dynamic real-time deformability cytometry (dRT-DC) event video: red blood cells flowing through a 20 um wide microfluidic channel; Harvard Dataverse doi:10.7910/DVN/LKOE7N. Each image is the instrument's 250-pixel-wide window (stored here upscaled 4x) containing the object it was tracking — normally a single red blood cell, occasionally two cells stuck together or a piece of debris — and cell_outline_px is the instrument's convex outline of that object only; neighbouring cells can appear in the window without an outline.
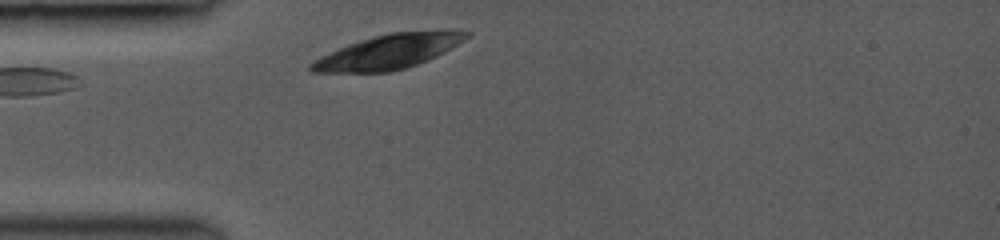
{"species": "common noctule bat (a hibernating species)", "species_latin": "Nyctalus noctula", "temperature_condition": "room temperature", "stored_images_in_passage": 27, "camera_frame_rate_fps": 3000, "um_per_image_px": 0.085, "animal": {"sex": "female", "body_mass_g": 19.0, "forearm_length_mm": 53.3}, "frame": {"image": 1, "passage_image": 1, "time_ms": 0.0, "image_size_px": [1000, 240], "cell_outline_px": [[472, 32], [464, 40], [452, 48], [428, 60], [392, 72], [312, 72], [308, 68], [308, 64], [320, 56], [348, 44], [372, 36], [392, 32], [452, 28]], "centroid_in_image_um": [33.08, 4.36], "position_along_channel_um": 51.9, "area_um2": 31.56}}
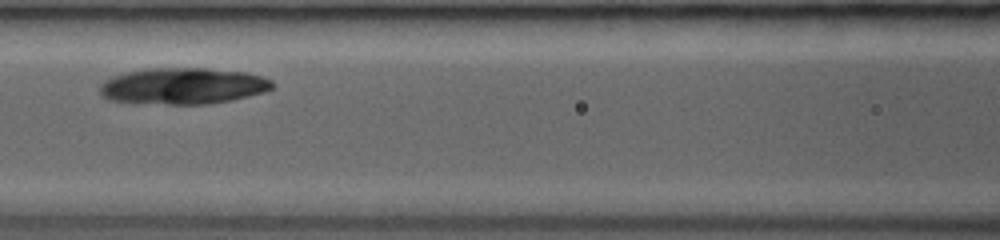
{"frame": {"image": 2, "passage_image": 10, "time_ms": 2.667, "image_size_px": [1000, 240], "cell_outline_px": [[276, 84], [272, 88], [264, 92], [232, 100], [208, 104], [168, 104], [108, 100], [100, 96], [100, 84], [104, 80], [112, 76], [128, 72], [148, 68], [204, 68], [244, 72], [260, 76], [272, 80]], "centroid_in_image_um": [15.55, 7.31], "position_along_channel_um": 151.1, "area_um2": 36.53}}
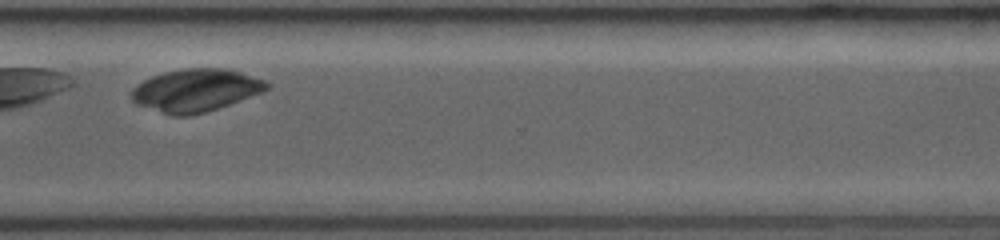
{"frame": {"image": 3, "passage_image": 26, "time_ms": 7.667, "image_size_px": [1000, 240], "cell_outline_px": [[272, 84], [268, 88], [260, 92], [228, 104], [204, 112], [188, 116], [172, 116], [136, 104], [132, 100], [132, 88], [136, 84], [152, 76], [164, 72], [184, 68], [228, 68], [264, 80]], "centroid_in_image_um": [16.59, 7.66], "position_along_channel_um": 354.0, "area_um2": 33.35}}